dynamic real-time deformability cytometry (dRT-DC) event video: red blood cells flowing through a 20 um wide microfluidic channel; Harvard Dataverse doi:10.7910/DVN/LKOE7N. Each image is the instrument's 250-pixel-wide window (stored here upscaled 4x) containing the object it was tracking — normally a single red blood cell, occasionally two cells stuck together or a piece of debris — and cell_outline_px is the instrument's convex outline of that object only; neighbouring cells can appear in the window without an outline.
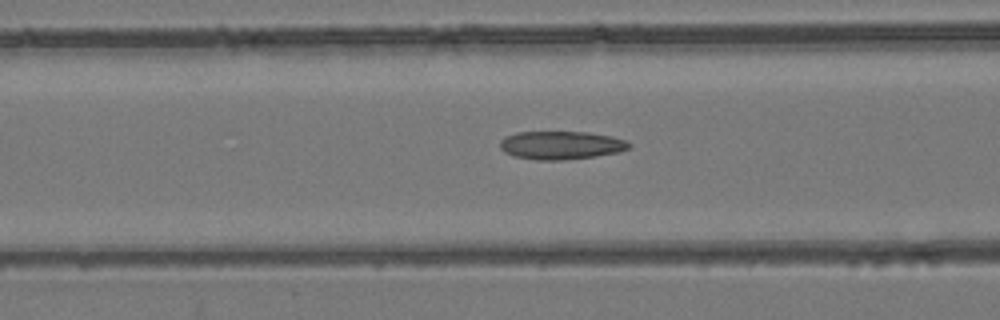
{"species": "common noctule bat (a hibernating species)", "species_latin": "Nyctalus noctula", "temperature_condition": "room temperature", "stored_images_in_passage": 54, "camera_frame_rate_fps": 3000, "um_per_image_px": 0.085, "animal": {"sex": "female", "body_mass_g": 24.6, "forearm_length_mm": 56.2}, "frame": {"image": 1, "passage_image": 22, "time_ms": 7.0, "image_size_px": [1000, 320], "cell_outline_px": [[632, 148], [620, 152], [596, 156], [560, 160], [536, 160], [512, 156], [504, 152], [500, 148], [500, 140], [504, 136], [516, 132], [588, 132], [612, 136], [624, 140], [632, 144]], "centroid_in_image_um": [47.69, 12.34], "position_along_channel_um": 118.9, "area_um2": 21.5}}
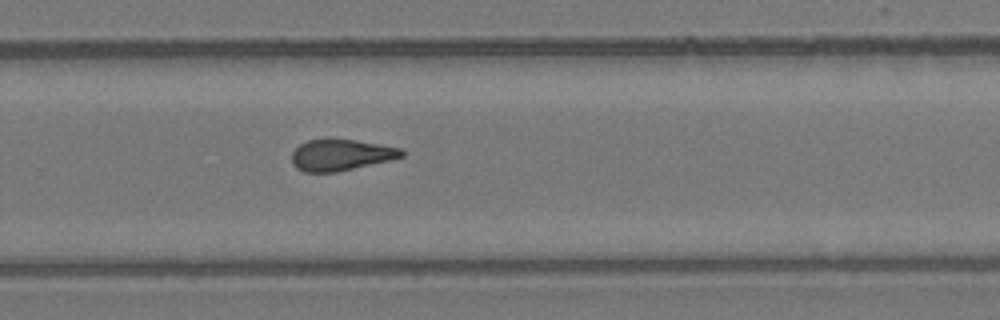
{"frame": {"image": 2, "passage_image": 36, "time_ms": 11.667, "image_size_px": [1000, 320], "cell_outline_px": [[404, 156], [388, 160], [336, 172], [304, 172], [296, 168], [292, 164], [292, 152], [300, 144], [308, 140], [356, 140], [400, 148], [404, 152]], "centroid_in_image_um": [28.94, 13.18], "position_along_channel_um": 300.9, "area_um2": 19.59}}
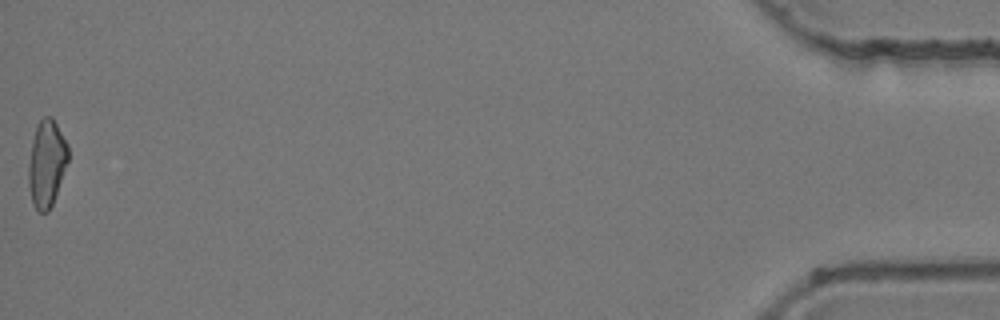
{"frame": {"image": 3, "passage_image": 54, "time_ms": 17.667, "image_size_px": [1000, 320], "cell_outline_px": [[68, 160], [52, 204], [48, 212], [40, 212], [32, 204], [28, 184], [28, 164], [32, 140], [36, 124], [44, 116], [52, 116], [68, 144]], "centroid_in_image_um": [3.94, 13.86], "position_along_channel_um": 431.3, "area_um2": 20.06}, "authors_computed_cell_mechanics": {"area_um2": 20.8369, "velocity_mm_per_s": 3.8921, "shape_relaxation_time_tau1_ms": null, "shape_relaxation_time_tau2_ms": 2.2929, "deformation_change_tau1": null, "deformation_change_tau2": 0.1027}}